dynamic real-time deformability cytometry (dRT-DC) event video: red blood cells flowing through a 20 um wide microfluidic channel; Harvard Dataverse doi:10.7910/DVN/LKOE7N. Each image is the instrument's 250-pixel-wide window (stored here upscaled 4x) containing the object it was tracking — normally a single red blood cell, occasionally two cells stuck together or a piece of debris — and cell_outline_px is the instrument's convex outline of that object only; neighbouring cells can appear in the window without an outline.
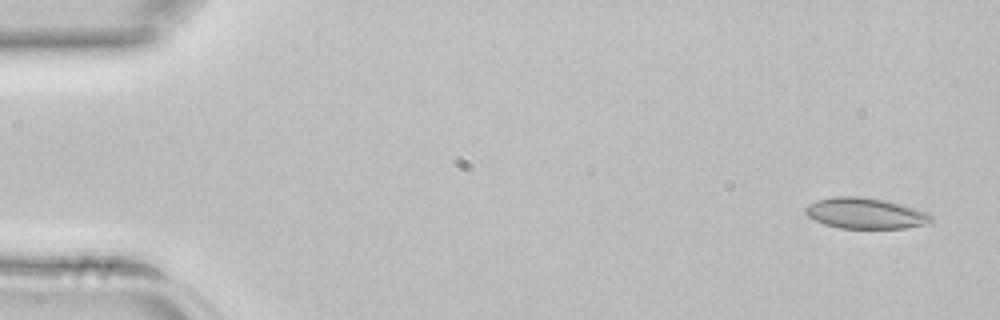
{"species": "common noctule bat (a hibernating species)", "species_latin": "Nyctalus noctula", "temperature_condition": "room temperature", "stored_images_in_passage": 3, "camera_frame_rate_fps": 3000, "um_per_image_px": 0.085, "animal": {"sex": "female", "body_mass_g": 22.7, "forearm_length_mm": 54.2}, "frame": {"image": 1, "passage_image": 1, "time_ms": 0.0, "image_size_px": [1000, 320], "cell_outline_px": [[932, 220], [924, 224], [904, 228], [840, 228], [824, 224], [808, 216], [804, 212], [804, 208], [808, 204], [816, 200], [836, 196], [860, 196], [888, 200], [904, 204], [928, 212], [932, 216]], "centroid_in_image_um": [73.55, 18.11], "position_along_channel_um": 11.4, "area_um2": 22.77}}
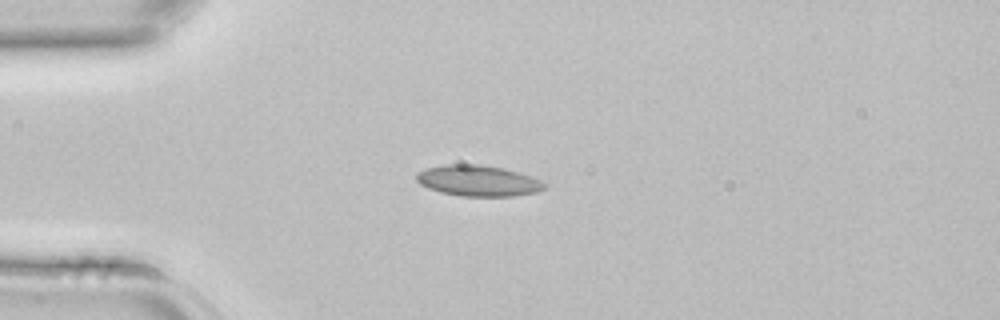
{"frame": {"image": 2, "passage_image": 3, "time_ms": 0.667, "image_size_px": [1000, 320], "cell_outline_px": [[548, 184], [544, 188], [536, 192], [512, 196], [460, 196], [440, 192], [428, 188], [420, 184], [416, 180], [416, 176], [420, 172], [428, 168], [444, 164], [476, 164], [504, 168], [532, 176]], "centroid_in_image_um": [40.66, 15.36], "position_along_channel_um": 44.3, "area_um2": 23.0}}